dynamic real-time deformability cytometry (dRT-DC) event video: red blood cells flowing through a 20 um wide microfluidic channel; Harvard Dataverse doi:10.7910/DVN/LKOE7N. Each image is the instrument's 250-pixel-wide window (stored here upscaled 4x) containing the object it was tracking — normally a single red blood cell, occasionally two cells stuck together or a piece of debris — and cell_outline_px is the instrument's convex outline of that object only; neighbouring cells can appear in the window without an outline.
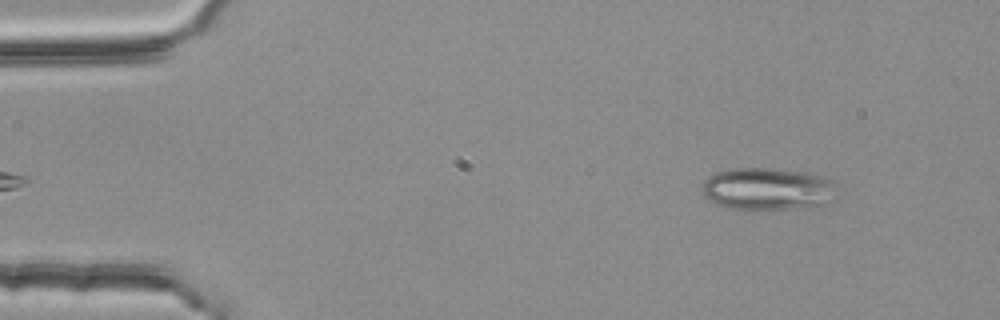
{"species": "common noctule bat (a hibernating species)", "species_latin": "Nyctalus noctula", "temperature_condition": "room temperature", "stored_images_in_passage": 50, "segment_of_instrument_passage": [1, 2], "camera_frame_rate_fps": 3000, "um_per_image_px": 0.085, "animal": {"sex": "female", "body_mass_g": 25.1}, "frame": {"image": 1, "passage_image": 2, "time_ms": 0.333, "image_size_px": [1000, 320], "cell_outline_px": [[832, 184], [824, 204], [796, 208], [748, 212], [724, 208], [716, 204], [704, 196], [700, 192], [704, 180], [716, 172], [732, 168], [772, 168], [812, 172], [824, 176], [832, 180]], "centroid_in_image_um": [65.09, 16.07], "position_along_channel_um": 19.9, "area_um2": 33.64}}